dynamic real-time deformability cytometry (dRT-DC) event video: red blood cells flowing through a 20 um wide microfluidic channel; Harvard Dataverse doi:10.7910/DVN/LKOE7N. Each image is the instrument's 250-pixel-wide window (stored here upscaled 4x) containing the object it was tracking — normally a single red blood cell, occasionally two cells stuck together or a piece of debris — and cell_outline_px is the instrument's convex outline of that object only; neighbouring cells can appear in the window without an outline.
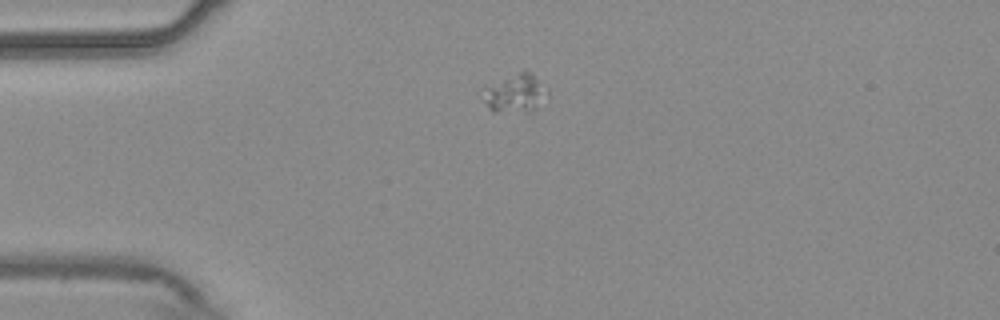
{"species": "common noctule bat (a hibernating species)", "species_latin": "Nyctalus noctula", "temperature_condition": "warm", "stored_images_in_passage": 43, "camera_frame_rate_fps": 3000, "um_per_image_px": 0.085, "animal": {"sex": "male", "body_mass_g": 20.4}, "frame": {"image": 1, "passage_image": 1, "time_ms": 0.0, "image_size_px": [1000, 320], "cell_outline_px": [[548, 92], [532, 112], [492, 112], [484, 100], [488, 88], [524, 68], [532, 72], [548, 88]], "centroid_in_image_um": [43.9, 7.93], "position_along_channel_um": 41.1, "area_um2": 13.99}}
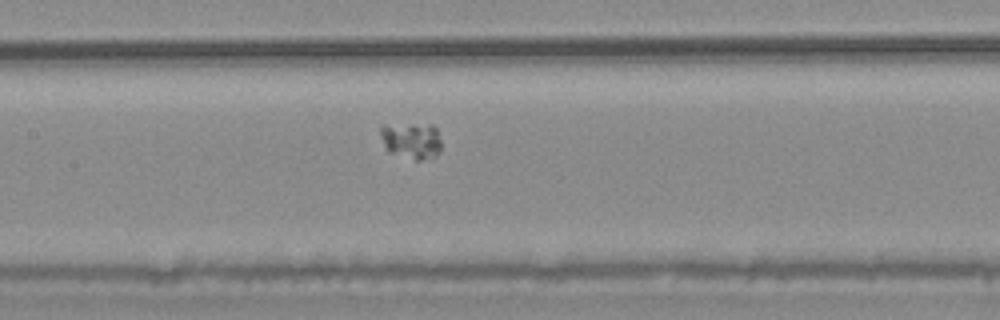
{"frame": {"image": 2, "passage_image": 14, "time_ms": 4.333, "image_size_px": [1000, 320], "cell_outline_px": [[440, 152], [436, 156], [420, 160], [416, 160], [392, 152], [384, 148], [380, 136], [380, 124], [432, 124], [436, 128], [440, 140]], "centroid_in_image_um": [34.95, 11.91], "position_along_channel_um": 172.5, "area_um2": 13.06}}
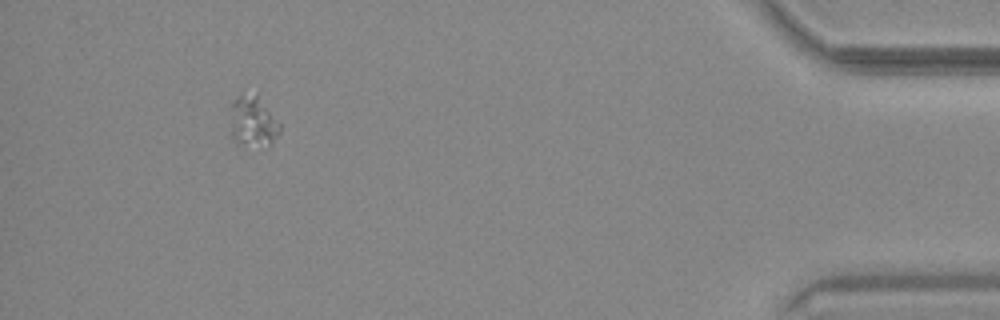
{"frame": {"image": 3, "passage_image": 39, "time_ms": 12.667, "image_size_px": [1000, 320], "cell_outline_px": [[280, 132], [268, 148], [236, 144], [232, 140], [232, 100], [240, 96], [256, 96], [280, 124]], "centroid_in_image_um": [21.51, 10.45], "position_along_channel_um": 413.7, "area_um2": 14.16}}